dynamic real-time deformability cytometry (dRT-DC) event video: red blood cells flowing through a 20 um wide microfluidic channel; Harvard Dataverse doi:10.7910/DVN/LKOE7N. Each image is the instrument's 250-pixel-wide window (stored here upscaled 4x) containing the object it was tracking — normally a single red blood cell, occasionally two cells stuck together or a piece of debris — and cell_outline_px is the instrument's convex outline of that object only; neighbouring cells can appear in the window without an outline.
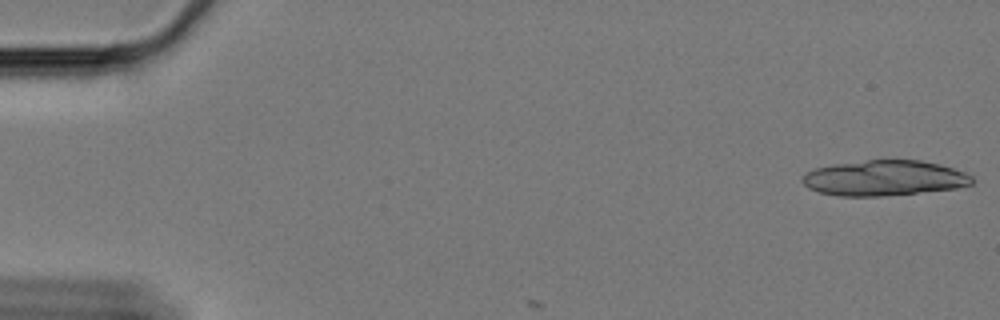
{"species": "Egyptian fruit bat (a non-hibernating species)", "species_latin": "Rousettus aegyptiacus", "temperature_condition": "cold", "stored_images_in_passage": 4, "camera_frame_rate_fps": 3000, "um_per_image_px": 0.085, "animal": {"sex": "female"}, "frame": {"image": 1, "passage_image": 1, "time_ms": 0.0, "image_size_px": [1000, 320], "cell_outline_px": [[972, 184], [956, 188], [880, 196], [840, 196], [820, 192], [808, 188], [800, 180], [812, 168], [832, 164], [868, 160], [920, 160], [940, 164], [964, 172], [972, 176]], "centroid_in_image_um": [75.13, 15.12], "position_along_channel_um": 9.9, "area_um2": 34.8}}